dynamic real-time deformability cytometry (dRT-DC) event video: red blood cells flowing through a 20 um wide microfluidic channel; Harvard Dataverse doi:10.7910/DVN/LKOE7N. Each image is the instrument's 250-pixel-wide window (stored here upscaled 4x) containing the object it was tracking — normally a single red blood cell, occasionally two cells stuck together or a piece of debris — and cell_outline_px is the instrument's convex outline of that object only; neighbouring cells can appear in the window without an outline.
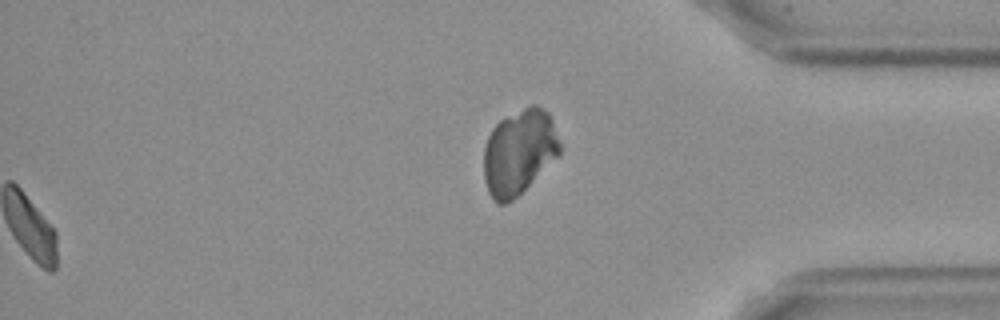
{"species": "Egyptian fruit bat (a non-hibernating species)", "species_latin": "Rousettus aegyptiacus", "temperature_condition": "cold", "stored_images_in_passage": 59, "segment_of_instrument_passage": [2, 2], "camera_frame_rate_fps": 3000, "um_per_image_px": 0.085, "frame": {"image": 1, "passage_image": 59, "time_ms": 19.333, "image_size_px": [1000, 320], "cell_outline_px": [[560, 156], [512, 200], [504, 204], [500, 204], [488, 192], [484, 180], [484, 148], [488, 136], [492, 128], [500, 120], [532, 104], [536, 104], [548, 112], [552, 120], [560, 140]], "centroid_in_image_um": [44.14, 12.91], "position_along_channel_um": 391.1, "area_um2": 37.63}}